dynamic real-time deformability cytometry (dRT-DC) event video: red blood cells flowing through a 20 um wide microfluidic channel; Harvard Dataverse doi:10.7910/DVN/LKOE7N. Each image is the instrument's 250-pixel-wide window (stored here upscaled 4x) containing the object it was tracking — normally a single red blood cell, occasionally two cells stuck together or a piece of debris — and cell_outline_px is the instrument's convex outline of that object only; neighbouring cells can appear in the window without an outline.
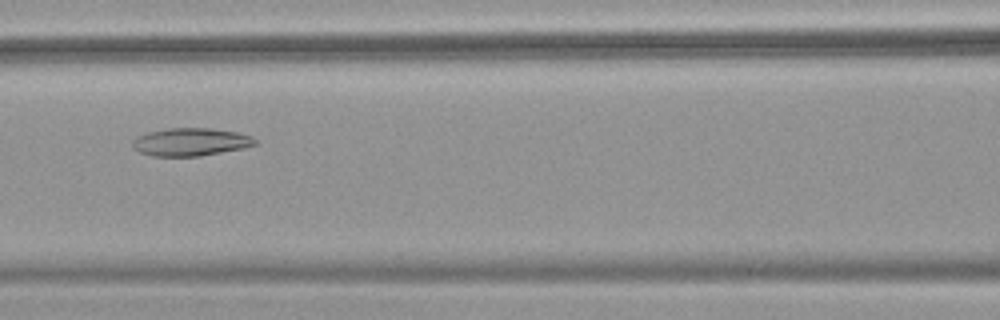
{"species": "common noctule bat (a hibernating species)", "species_latin": "Nyctalus noctula", "temperature_condition": "warm", "stored_images_in_passage": 53, "camera_frame_rate_fps": 3000, "um_per_image_px": 0.085, "animal": {"sex": "female", "body_mass_g": 18.4}, "frame": {"image": 1, "passage_image": 24, "time_ms": 7.667, "image_size_px": [1000, 320], "cell_outline_px": [[256, 144], [244, 148], [200, 156], [152, 156], [140, 152], [132, 144], [132, 140], [136, 136], [148, 132], [168, 128], [208, 128], [236, 132], [252, 136], [256, 140]], "centroid_in_image_um": [16.2, 12.06], "position_along_channel_um": 150.4, "area_um2": 19.83}}
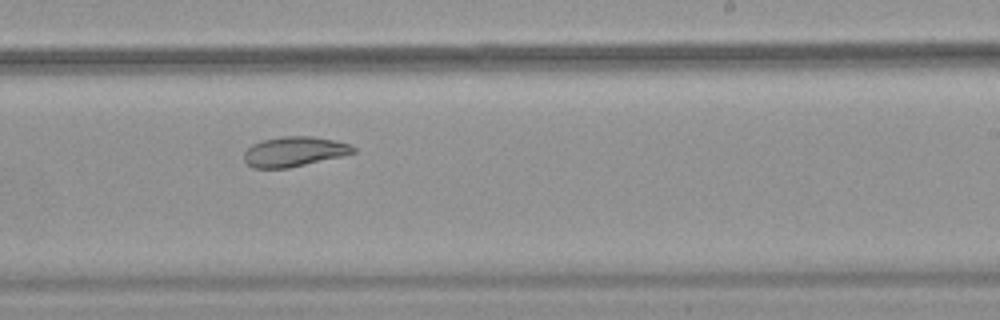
{"frame": {"image": 2, "passage_image": 33, "time_ms": 10.667, "image_size_px": [1000, 320], "cell_outline_px": [[356, 152], [340, 156], [288, 168], [252, 168], [244, 160], [244, 152], [252, 144], [260, 140], [284, 136], [312, 136], [336, 140], [348, 144], [356, 148]], "centroid_in_image_um": [24.98, 12.87], "position_along_channel_um": 264.0, "area_um2": 18.96}}
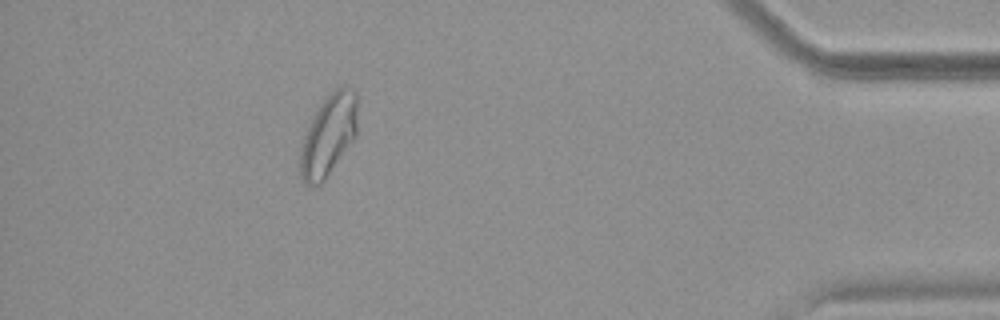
{"frame": {"image": 3, "passage_image": 48, "time_ms": 15.667, "image_size_px": [1000, 320], "cell_outline_px": [[356, 136], [324, 180], [320, 184], [304, 184], [300, 176], [300, 148], [304, 136], [312, 116], [320, 104], [340, 84], [348, 84], [356, 92]], "centroid_in_image_um": [27.92, 11.46], "position_along_channel_um": 407.3, "area_um2": 26.99}, "authors_computed_cell_mechanics": {"area_um2": 25.0274, "velocity_mm_per_s": 3.8019, "shape_relaxation_time_tau1_ms": null, "shape_relaxation_time_tau2_ms": 8.2456, "deformation_change_tau1": null, "deformation_change_tau2": 0.1484}}